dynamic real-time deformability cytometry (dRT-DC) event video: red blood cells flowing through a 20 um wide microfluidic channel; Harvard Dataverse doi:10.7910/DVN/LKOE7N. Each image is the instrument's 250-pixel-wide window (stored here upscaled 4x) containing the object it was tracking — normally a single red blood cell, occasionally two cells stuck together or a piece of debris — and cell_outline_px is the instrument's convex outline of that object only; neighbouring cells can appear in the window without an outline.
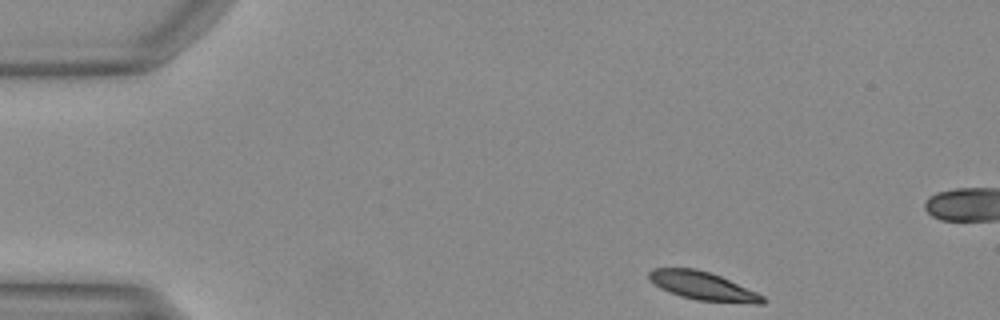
{"species": "Egyptian fruit bat (a non-hibernating species)", "species_latin": "Rousettus aegyptiacus", "temperature_condition": "warm", "stored_images_in_passage": 44, "camera_frame_rate_fps": 3000, "um_per_image_px": 0.085, "animal": {"sex": "female"}, "frame": {"image": 1, "passage_image": 1, "time_ms": 0.0, "image_size_px": [1000, 320], "cell_outline_px": [[768, 300], [764, 304], [752, 304], [696, 300], [680, 296], [660, 288], [648, 276], [648, 272], [652, 268], [696, 268], [720, 276], [756, 292], [764, 296]], "centroid_in_image_um": [59.78, 24.32], "position_along_channel_um": 25.2, "area_um2": 18.73}}
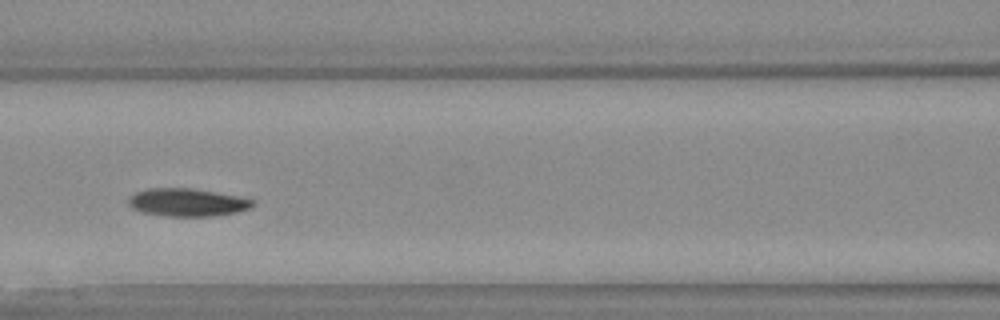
{"frame": {"image": 2, "passage_image": 16, "time_ms": 5.0, "image_size_px": [1000, 320], "cell_outline_px": [[256, 204], [252, 208], [236, 212], [216, 216], [164, 216], [140, 212], [132, 208], [128, 204], [128, 200], [136, 192], [148, 188], [192, 188], [216, 192], [236, 196], [252, 200]], "centroid_in_image_um": [15.91, 17.21], "position_along_channel_um": 150.7, "area_um2": 20.23}}
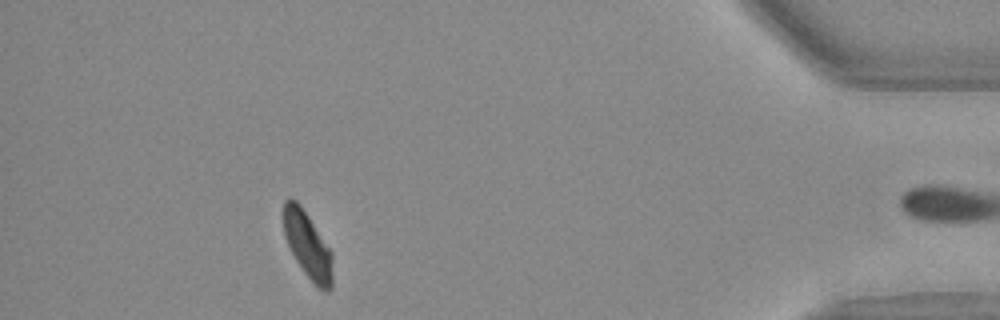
{"frame": {"image": 3, "passage_image": 39, "time_ms": 12.667, "image_size_px": [1000, 320], "cell_outline_px": [[332, 288], [316, 288], [304, 272], [296, 260], [284, 236], [284, 200], [296, 200], [300, 204], [332, 252]], "centroid_in_image_um": [26.15, 20.85], "position_along_channel_um": 409.0, "area_um2": 18.55}}